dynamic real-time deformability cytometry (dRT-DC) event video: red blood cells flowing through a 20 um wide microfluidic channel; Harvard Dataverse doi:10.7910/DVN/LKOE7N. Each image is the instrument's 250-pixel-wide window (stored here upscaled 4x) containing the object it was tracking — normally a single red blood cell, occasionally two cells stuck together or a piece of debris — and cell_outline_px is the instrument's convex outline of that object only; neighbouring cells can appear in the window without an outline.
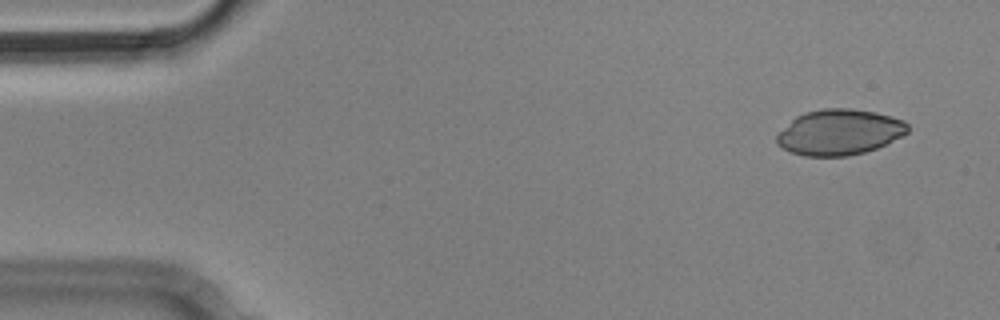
{"species": "Egyptian fruit bat (a non-hibernating species)", "species_latin": "Rousettus aegyptiacus", "temperature_condition": "cold", "stored_images_in_passage": 4, "camera_frame_rate_fps": 3000, "um_per_image_px": 0.085, "animal": {"sex": "male"}, "frame": {"image": 1, "passage_image": 1, "time_ms": 0.0, "image_size_px": [1000, 320], "cell_outline_px": [[908, 132], [904, 136], [876, 148], [864, 152], [848, 156], [804, 156], [792, 152], [784, 148], [776, 140], [776, 136], [796, 116], [804, 112], [824, 108], [852, 108], [876, 112], [892, 116], [904, 120], [908, 124]], "centroid_in_image_um": [71.4, 11.22], "position_along_channel_um": 13.6, "area_um2": 34.8}}